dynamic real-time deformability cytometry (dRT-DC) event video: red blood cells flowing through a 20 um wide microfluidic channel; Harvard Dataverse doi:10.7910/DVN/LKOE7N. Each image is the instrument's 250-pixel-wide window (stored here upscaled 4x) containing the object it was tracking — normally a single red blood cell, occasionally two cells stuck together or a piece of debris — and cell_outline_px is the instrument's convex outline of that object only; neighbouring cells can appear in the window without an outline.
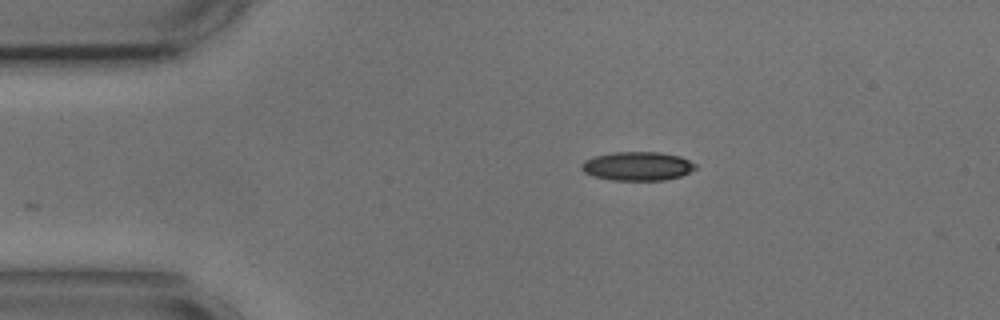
{"species": "common noctule bat (a hibernating species)", "species_latin": "Nyctalus noctula", "temperature_condition": "cold", "stored_images_in_passage": 33, "camera_frame_rate_fps": 3000, "um_per_image_px": 0.085, "animal": {"sex": "male", "body_mass_g": 17.9, "forearm_length_mm": 54.2}, "frame": {"image": 1, "passage_image": 1, "time_ms": 0.0, "image_size_px": [1000, 320], "cell_outline_px": [[696, 168], [680, 176], [664, 180], [612, 180], [592, 176], [584, 172], [580, 168], [580, 164], [584, 160], [592, 156], [612, 152], [660, 152], [680, 156], [696, 164]], "centroid_in_image_um": [54.13, 14.11], "position_along_channel_um": 30.9, "area_um2": 19.25}}
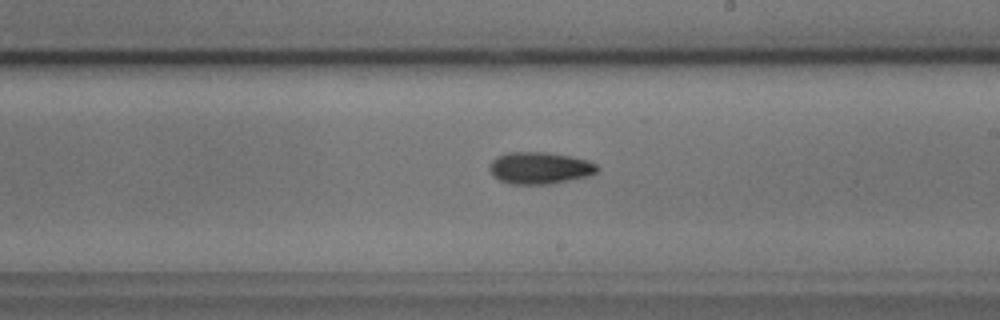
{"frame": {"image": 2, "passage_image": 22, "time_ms": 7.0, "image_size_px": [1000, 320], "cell_outline_px": [[600, 168], [596, 172], [588, 176], [552, 184], [512, 184], [500, 180], [492, 176], [488, 168], [492, 160], [496, 156], [508, 152], [544, 152], [572, 156], [588, 160], [596, 164]], "centroid_in_image_um": [45.87, 14.27], "position_along_channel_um": 243.1, "area_um2": 20.23}}
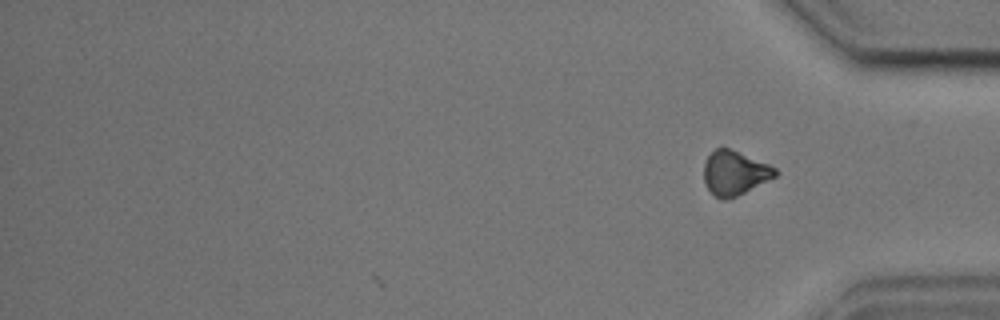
{"frame": {"image": 3, "passage_image": 33, "time_ms": 10.667, "image_size_px": [1000, 320], "cell_outline_px": [[780, 172], [776, 176], [736, 196], [720, 200], [708, 188], [704, 180], [704, 160], [716, 148], [728, 148], [768, 164], [776, 168]], "centroid_in_image_um": [62.44, 14.69], "position_along_channel_um": 372.8, "area_um2": 18.03}, "authors_computed_cell_mechanics": {"area_um2": 19.7676, "velocity_mm_per_s": 3.6303, "shape_relaxation_time_tau1_ms": 4.6148, "shape_relaxation_time_tau2_ms": 10.1962, "deformation_change_tau1": 0.1002, "deformation_change_tau2": 0.1731}}